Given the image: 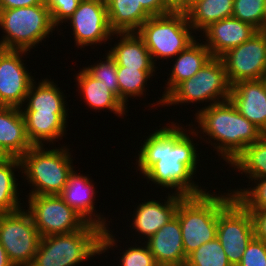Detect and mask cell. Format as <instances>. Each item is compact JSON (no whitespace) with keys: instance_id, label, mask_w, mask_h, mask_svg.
Instances as JSON below:
<instances>
[{"instance_id":"1","label":"cell","mask_w":266,"mask_h":266,"mask_svg":"<svg viewBox=\"0 0 266 266\" xmlns=\"http://www.w3.org/2000/svg\"><path fill=\"white\" fill-rule=\"evenodd\" d=\"M174 122L154 130L141 142L135 155L136 172L139 170L147 183L151 181L161 186L160 189H170L172 194L182 197L202 194L207 189L194 182L201 153H197L199 144L194 143L193 138L199 135L191 124L185 129L184 125Z\"/></svg>"},{"instance_id":"2","label":"cell","mask_w":266,"mask_h":266,"mask_svg":"<svg viewBox=\"0 0 266 266\" xmlns=\"http://www.w3.org/2000/svg\"><path fill=\"white\" fill-rule=\"evenodd\" d=\"M194 115V123L191 121V126H195L199 138L210 143L213 151H217L220 159L228 165L246 146L255 143L264 135L258 127L238 112L230 100L197 109Z\"/></svg>"},{"instance_id":"3","label":"cell","mask_w":266,"mask_h":266,"mask_svg":"<svg viewBox=\"0 0 266 266\" xmlns=\"http://www.w3.org/2000/svg\"><path fill=\"white\" fill-rule=\"evenodd\" d=\"M109 229L87 223L76 232L41 237L31 266H79L95 255L115 250L118 239Z\"/></svg>"},{"instance_id":"4","label":"cell","mask_w":266,"mask_h":266,"mask_svg":"<svg viewBox=\"0 0 266 266\" xmlns=\"http://www.w3.org/2000/svg\"><path fill=\"white\" fill-rule=\"evenodd\" d=\"M210 192L183 197L177 206L175 216L180 222L186 257L216 238L219 211L234 197L229 189L227 193Z\"/></svg>"},{"instance_id":"5","label":"cell","mask_w":266,"mask_h":266,"mask_svg":"<svg viewBox=\"0 0 266 266\" xmlns=\"http://www.w3.org/2000/svg\"><path fill=\"white\" fill-rule=\"evenodd\" d=\"M33 146L19 159L24 181L31 190L28 195H60L74 171L71 148L65 145L49 149Z\"/></svg>"},{"instance_id":"6","label":"cell","mask_w":266,"mask_h":266,"mask_svg":"<svg viewBox=\"0 0 266 266\" xmlns=\"http://www.w3.org/2000/svg\"><path fill=\"white\" fill-rule=\"evenodd\" d=\"M0 28L4 32L0 47L5 50H25L41 44L57 28L46 5L0 9Z\"/></svg>"},{"instance_id":"7","label":"cell","mask_w":266,"mask_h":266,"mask_svg":"<svg viewBox=\"0 0 266 266\" xmlns=\"http://www.w3.org/2000/svg\"><path fill=\"white\" fill-rule=\"evenodd\" d=\"M189 25L185 11H172L165 15L151 16L139 28L137 34L143 39L151 58L172 59L185 50L197 37Z\"/></svg>"},{"instance_id":"8","label":"cell","mask_w":266,"mask_h":266,"mask_svg":"<svg viewBox=\"0 0 266 266\" xmlns=\"http://www.w3.org/2000/svg\"><path fill=\"white\" fill-rule=\"evenodd\" d=\"M231 85L221 58L211 57L202 68L189 79L179 83L165 98L164 106L182 104H212L229 100ZM210 102V103H209Z\"/></svg>"},{"instance_id":"9","label":"cell","mask_w":266,"mask_h":266,"mask_svg":"<svg viewBox=\"0 0 266 266\" xmlns=\"http://www.w3.org/2000/svg\"><path fill=\"white\" fill-rule=\"evenodd\" d=\"M0 214V243L14 266H31L41 236L24 209Z\"/></svg>"},{"instance_id":"10","label":"cell","mask_w":266,"mask_h":266,"mask_svg":"<svg viewBox=\"0 0 266 266\" xmlns=\"http://www.w3.org/2000/svg\"><path fill=\"white\" fill-rule=\"evenodd\" d=\"M26 196V211L41 237L76 232L88 223L60 195Z\"/></svg>"},{"instance_id":"11","label":"cell","mask_w":266,"mask_h":266,"mask_svg":"<svg viewBox=\"0 0 266 266\" xmlns=\"http://www.w3.org/2000/svg\"><path fill=\"white\" fill-rule=\"evenodd\" d=\"M216 237L231 265L237 266L255 234L250 211L236 197L219 211Z\"/></svg>"},{"instance_id":"12","label":"cell","mask_w":266,"mask_h":266,"mask_svg":"<svg viewBox=\"0 0 266 266\" xmlns=\"http://www.w3.org/2000/svg\"><path fill=\"white\" fill-rule=\"evenodd\" d=\"M70 24L74 45L79 49L107 44L114 32L110 28L106 0H81L75 12L65 21ZM110 39V40H109ZM80 46V47H79Z\"/></svg>"},{"instance_id":"13","label":"cell","mask_w":266,"mask_h":266,"mask_svg":"<svg viewBox=\"0 0 266 266\" xmlns=\"http://www.w3.org/2000/svg\"><path fill=\"white\" fill-rule=\"evenodd\" d=\"M220 58L231 86L243 80L261 79L266 72V31H258Z\"/></svg>"},{"instance_id":"14","label":"cell","mask_w":266,"mask_h":266,"mask_svg":"<svg viewBox=\"0 0 266 266\" xmlns=\"http://www.w3.org/2000/svg\"><path fill=\"white\" fill-rule=\"evenodd\" d=\"M25 50H5L0 47V106L21 108L32 82L26 68Z\"/></svg>"},{"instance_id":"15","label":"cell","mask_w":266,"mask_h":266,"mask_svg":"<svg viewBox=\"0 0 266 266\" xmlns=\"http://www.w3.org/2000/svg\"><path fill=\"white\" fill-rule=\"evenodd\" d=\"M165 199L158 201L154 198L149 201H144L137 205L132 214V227L137 236L142 237L137 239L138 243L144 240L147 241L159 229H161L171 218L175 216L179 201L183 198L180 195L169 193ZM151 200V201H150ZM164 201V202H163ZM135 214V215H134Z\"/></svg>"},{"instance_id":"16","label":"cell","mask_w":266,"mask_h":266,"mask_svg":"<svg viewBox=\"0 0 266 266\" xmlns=\"http://www.w3.org/2000/svg\"><path fill=\"white\" fill-rule=\"evenodd\" d=\"M257 32L252 25L232 16L210 24L200 36L205 37L202 42L209 49L211 56L220 58L230 49L251 39Z\"/></svg>"},{"instance_id":"17","label":"cell","mask_w":266,"mask_h":266,"mask_svg":"<svg viewBox=\"0 0 266 266\" xmlns=\"http://www.w3.org/2000/svg\"><path fill=\"white\" fill-rule=\"evenodd\" d=\"M92 178L89 174L83 175L74 171L69 175L68 183L60 196L72 207L79 215H81L88 223L99 226L102 229L109 228L110 223L104 215L98 213L95 209L96 191Z\"/></svg>"},{"instance_id":"18","label":"cell","mask_w":266,"mask_h":266,"mask_svg":"<svg viewBox=\"0 0 266 266\" xmlns=\"http://www.w3.org/2000/svg\"><path fill=\"white\" fill-rule=\"evenodd\" d=\"M229 100L241 115L266 134V90L261 79L235 83Z\"/></svg>"},{"instance_id":"19","label":"cell","mask_w":266,"mask_h":266,"mask_svg":"<svg viewBox=\"0 0 266 266\" xmlns=\"http://www.w3.org/2000/svg\"><path fill=\"white\" fill-rule=\"evenodd\" d=\"M145 243L159 266H185L187 257L184 253L180 222L176 216Z\"/></svg>"},{"instance_id":"20","label":"cell","mask_w":266,"mask_h":266,"mask_svg":"<svg viewBox=\"0 0 266 266\" xmlns=\"http://www.w3.org/2000/svg\"><path fill=\"white\" fill-rule=\"evenodd\" d=\"M21 113L28 139L33 146H46L49 143V147L63 139L67 133L68 113H45L38 110H21Z\"/></svg>"},{"instance_id":"21","label":"cell","mask_w":266,"mask_h":266,"mask_svg":"<svg viewBox=\"0 0 266 266\" xmlns=\"http://www.w3.org/2000/svg\"><path fill=\"white\" fill-rule=\"evenodd\" d=\"M32 147L20 108L0 106L1 154L4 157L20 158Z\"/></svg>"},{"instance_id":"22","label":"cell","mask_w":266,"mask_h":266,"mask_svg":"<svg viewBox=\"0 0 266 266\" xmlns=\"http://www.w3.org/2000/svg\"><path fill=\"white\" fill-rule=\"evenodd\" d=\"M200 39H196L185 50L181 51L174 59L173 66L168 74V82L165 83V88L162 97L159 98L157 103L148 104L149 107L163 106L164 98L182 81L191 78L202 68V66L212 57L209 49L203 42H198ZM154 104V105H153Z\"/></svg>"},{"instance_id":"23","label":"cell","mask_w":266,"mask_h":266,"mask_svg":"<svg viewBox=\"0 0 266 266\" xmlns=\"http://www.w3.org/2000/svg\"><path fill=\"white\" fill-rule=\"evenodd\" d=\"M74 78L78 85V93L83 98V102L87 104L89 108L94 109L95 112L107 109L109 112L115 113L117 117L127 115L128 112L123 102L101 81H98L92 77L84 68L79 70ZM126 112V113H125Z\"/></svg>"},{"instance_id":"24","label":"cell","mask_w":266,"mask_h":266,"mask_svg":"<svg viewBox=\"0 0 266 266\" xmlns=\"http://www.w3.org/2000/svg\"><path fill=\"white\" fill-rule=\"evenodd\" d=\"M115 35L117 37H115ZM111 37L119 40L107 52L118 66L137 70H156L149 50L137 32L114 33Z\"/></svg>"},{"instance_id":"25","label":"cell","mask_w":266,"mask_h":266,"mask_svg":"<svg viewBox=\"0 0 266 266\" xmlns=\"http://www.w3.org/2000/svg\"><path fill=\"white\" fill-rule=\"evenodd\" d=\"M33 81L20 110H38L45 113H68L67 98L57 87L53 79L46 77L42 81ZM27 102V103H26ZM26 105V106H24Z\"/></svg>"},{"instance_id":"26","label":"cell","mask_w":266,"mask_h":266,"mask_svg":"<svg viewBox=\"0 0 266 266\" xmlns=\"http://www.w3.org/2000/svg\"><path fill=\"white\" fill-rule=\"evenodd\" d=\"M108 20L114 33L137 32L151 15L137 0H106Z\"/></svg>"},{"instance_id":"27","label":"cell","mask_w":266,"mask_h":266,"mask_svg":"<svg viewBox=\"0 0 266 266\" xmlns=\"http://www.w3.org/2000/svg\"><path fill=\"white\" fill-rule=\"evenodd\" d=\"M233 2L234 0H192L184 11L196 34L214 22L232 17Z\"/></svg>"},{"instance_id":"28","label":"cell","mask_w":266,"mask_h":266,"mask_svg":"<svg viewBox=\"0 0 266 266\" xmlns=\"http://www.w3.org/2000/svg\"><path fill=\"white\" fill-rule=\"evenodd\" d=\"M21 170L19 158L4 157L0 161V214L16 212L23 208L19 198L16 170ZM20 199V200H19Z\"/></svg>"},{"instance_id":"29","label":"cell","mask_w":266,"mask_h":266,"mask_svg":"<svg viewBox=\"0 0 266 266\" xmlns=\"http://www.w3.org/2000/svg\"><path fill=\"white\" fill-rule=\"evenodd\" d=\"M229 166L250 180L266 178V134L246 146Z\"/></svg>"},{"instance_id":"30","label":"cell","mask_w":266,"mask_h":266,"mask_svg":"<svg viewBox=\"0 0 266 266\" xmlns=\"http://www.w3.org/2000/svg\"><path fill=\"white\" fill-rule=\"evenodd\" d=\"M156 70H137L127 68L124 66L117 67V79L119 84V99L123 104L128 106V98H139L146 96L145 87L148 85L147 81L155 75ZM146 85V86H145Z\"/></svg>"},{"instance_id":"31","label":"cell","mask_w":266,"mask_h":266,"mask_svg":"<svg viewBox=\"0 0 266 266\" xmlns=\"http://www.w3.org/2000/svg\"><path fill=\"white\" fill-rule=\"evenodd\" d=\"M185 266H232L217 237L187 256Z\"/></svg>"},{"instance_id":"32","label":"cell","mask_w":266,"mask_h":266,"mask_svg":"<svg viewBox=\"0 0 266 266\" xmlns=\"http://www.w3.org/2000/svg\"><path fill=\"white\" fill-rule=\"evenodd\" d=\"M232 16L258 31H266V0H234Z\"/></svg>"},{"instance_id":"33","label":"cell","mask_w":266,"mask_h":266,"mask_svg":"<svg viewBox=\"0 0 266 266\" xmlns=\"http://www.w3.org/2000/svg\"><path fill=\"white\" fill-rule=\"evenodd\" d=\"M252 181V184H250ZM247 188L230 189L229 192L236 197L248 210L266 209V178L249 180ZM251 187H248L250 186Z\"/></svg>"},{"instance_id":"34","label":"cell","mask_w":266,"mask_h":266,"mask_svg":"<svg viewBox=\"0 0 266 266\" xmlns=\"http://www.w3.org/2000/svg\"><path fill=\"white\" fill-rule=\"evenodd\" d=\"M105 57L90 66L83 67L92 77L101 81L119 98V84L117 79L118 64L105 52ZM105 59V60H104Z\"/></svg>"},{"instance_id":"35","label":"cell","mask_w":266,"mask_h":266,"mask_svg":"<svg viewBox=\"0 0 266 266\" xmlns=\"http://www.w3.org/2000/svg\"><path fill=\"white\" fill-rule=\"evenodd\" d=\"M134 244L128 248L125 247L120 253L122 255H120L118 266H159L145 242L140 241V246L136 242Z\"/></svg>"},{"instance_id":"36","label":"cell","mask_w":266,"mask_h":266,"mask_svg":"<svg viewBox=\"0 0 266 266\" xmlns=\"http://www.w3.org/2000/svg\"><path fill=\"white\" fill-rule=\"evenodd\" d=\"M81 0H47L46 6L50 10L53 24L57 27L75 12Z\"/></svg>"},{"instance_id":"37","label":"cell","mask_w":266,"mask_h":266,"mask_svg":"<svg viewBox=\"0 0 266 266\" xmlns=\"http://www.w3.org/2000/svg\"><path fill=\"white\" fill-rule=\"evenodd\" d=\"M237 266H266V243L254 237Z\"/></svg>"},{"instance_id":"38","label":"cell","mask_w":266,"mask_h":266,"mask_svg":"<svg viewBox=\"0 0 266 266\" xmlns=\"http://www.w3.org/2000/svg\"><path fill=\"white\" fill-rule=\"evenodd\" d=\"M249 211L253 220L255 238L266 243V209Z\"/></svg>"},{"instance_id":"39","label":"cell","mask_w":266,"mask_h":266,"mask_svg":"<svg viewBox=\"0 0 266 266\" xmlns=\"http://www.w3.org/2000/svg\"><path fill=\"white\" fill-rule=\"evenodd\" d=\"M138 4L151 15L160 16L165 15L173 10L166 4L165 0H137Z\"/></svg>"},{"instance_id":"40","label":"cell","mask_w":266,"mask_h":266,"mask_svg":"<svg viewBox=\"0 0 266 266\" xmlns=\"http://www.w3.org/2000/svg\"><path fill=\"white\" fill-rule=\"evenodd\" d=\"M47 0H0V9H14L34 5H46Z\"/></svg>"},{"instance_id":"41","label":"cell","mask_w":266,"mask_h":266,"mask_svg":"<svg viewBox=\"0 0 266 266\" xmlns=\"http://www.w3.org/2000/svg\"><path fill=\"white\" fill-rule=\"evenodd\" d=\"M165 2L173 11H184L191 0H165Z\"/></svg>"},{"instance_id":"42","label":"cell","mask_w":266,"mask_h":266,"mask_svg":"<svg viewBox=\"0 0 266 266\" xmlns=\"http://www.w3.org/2000/svg\"><path fill=\"white\" fill-rule=\"evenodd\" d=\"M0 266H14L12 262L9 260L7 252L4 247L0 243Z\"/></svg>"},{"instance_id":"43","label":"cell","mask_w":266,"mask_h":266,"mask_svg":"<svg viewBox=\"0 0 266 266\" xmlns=\"http://www.w3.org/2000/svg\"><path fill=\"white\" fill-rule=\"evenodd\" d=\"M263 84H264V87H265V90H266V72L264 73V75L262 76L261 78Z\"/></svg>"},{"instance_id":"44","label":"cell","mask_w":266,"mask_h":266,"mask_svg":"<svg viewBox=\"0 0 266 266\" xmlns=\"http://www.w3.org/2000/svg\"><path fill=\"white\" fill-rule=\"evenodd\" d=\"M4 158V156L0 152V161Z\"/></svg>"}]
</instances>
